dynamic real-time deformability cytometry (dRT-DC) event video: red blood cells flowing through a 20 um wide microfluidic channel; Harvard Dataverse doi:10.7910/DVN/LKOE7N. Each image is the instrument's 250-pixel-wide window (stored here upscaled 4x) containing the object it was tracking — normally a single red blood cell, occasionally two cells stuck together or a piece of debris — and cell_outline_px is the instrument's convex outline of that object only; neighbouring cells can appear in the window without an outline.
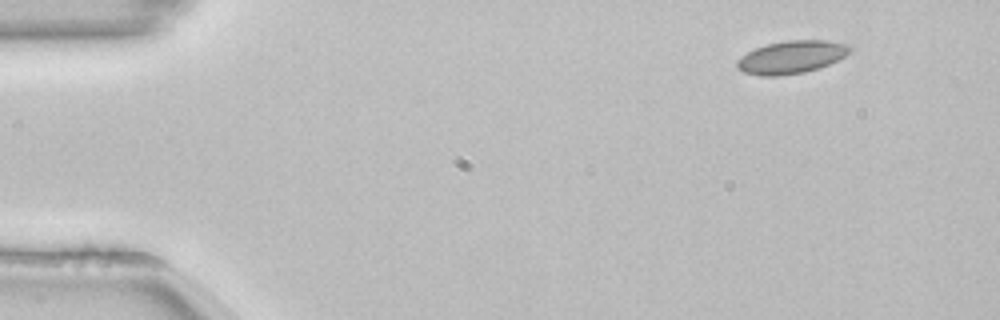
{"species": "common noctule bat (a hibernating species)", "species_latin": "Nyctalus noctula", "temperature_condition": "room temperature", "stored_images_in_passage": 49, "camera_frame_rate_fps": 3000, "um_per_image_px": 0.085, "animal": {"sex": "female", "body_mass_g": 22.7, "forearm_length_mm": 54.2}, "frame": {"image": 1, "passage_image": 1, "time_ms": 0.0, "image_size_px": [1000, 320], "cell_outline_px": [[852, 48], [844, 56], [828, 64], [804, 72], [780, 76], [760, 76], [744, 72], [736, 64], [736, 60], [740, 56], [756, 48], [768, 44], [788, 40], [824, 40], [848, 44]], "centroid_in_image_um": [67.24, 4.85], "position_along_channel_um": 17.8, "area_um2": 21.27}}
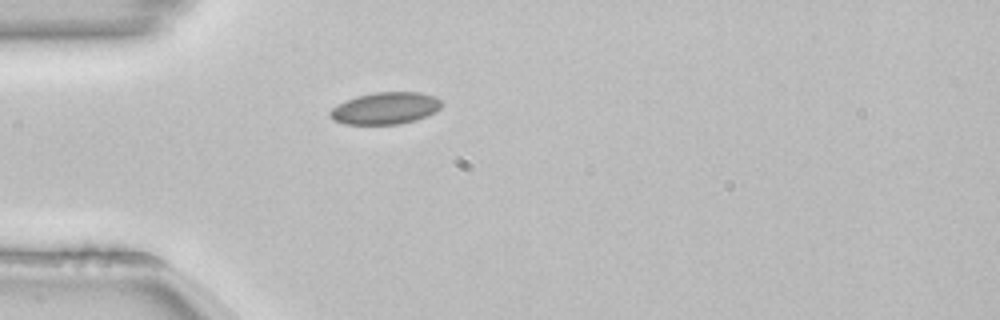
{"frame": {"image": 2, "passage_image": 11, "time_ms": 3.333, "image_size_px": [1000, 320], "cell_outline_px": [[440, 108], [436, 112], [416, 120], [400, 124], [344, 124], [332, 120], [328, 112], [332, 108], [356, 96], [376, 92], [420, 92], [432, 96], [440, 100]], "centroid_in_image_um": [32.74, 9.21], "position_along_channel_um": 52.3, "area_um2": 20.63}}
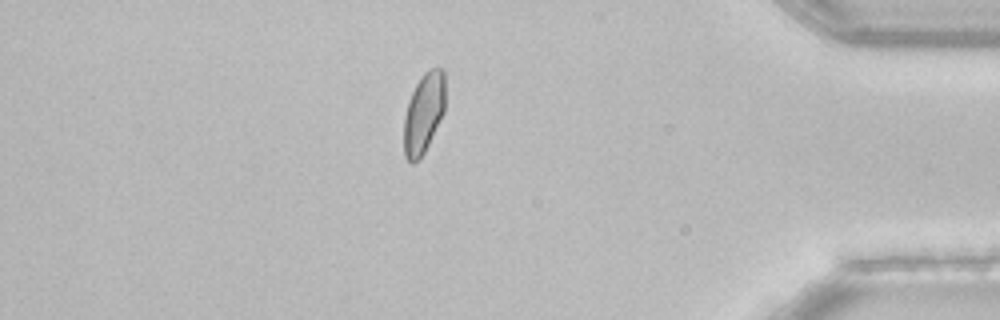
{"frame": {"image": 3, "passage_image": 42, "time_ms": 13.667, "image_size_px": [1000, 320], "cell_outline_px": [[444, 112], [424, 152], [412, 164], [404, 156], [404, 116], [408, 100], [420, 76], [428, 68], [440, 68], [444, 72]], "centroid_in_image_um": [35.99, 9.58], "position_along_channel_um": 399.2, "area_um2": 19.19}, "authors_computed_cell_mechanics": {"area_um2": 19.941, "velocity_mm_per_s": 3.8271, "shape_relaxation_time_tau1_ms": 8.0685, "shape_relaxation_time_tau2_ms": 0.6597, "deformation_change_tau1": 0.0926, "deformation_change_tau2": 0.044}}